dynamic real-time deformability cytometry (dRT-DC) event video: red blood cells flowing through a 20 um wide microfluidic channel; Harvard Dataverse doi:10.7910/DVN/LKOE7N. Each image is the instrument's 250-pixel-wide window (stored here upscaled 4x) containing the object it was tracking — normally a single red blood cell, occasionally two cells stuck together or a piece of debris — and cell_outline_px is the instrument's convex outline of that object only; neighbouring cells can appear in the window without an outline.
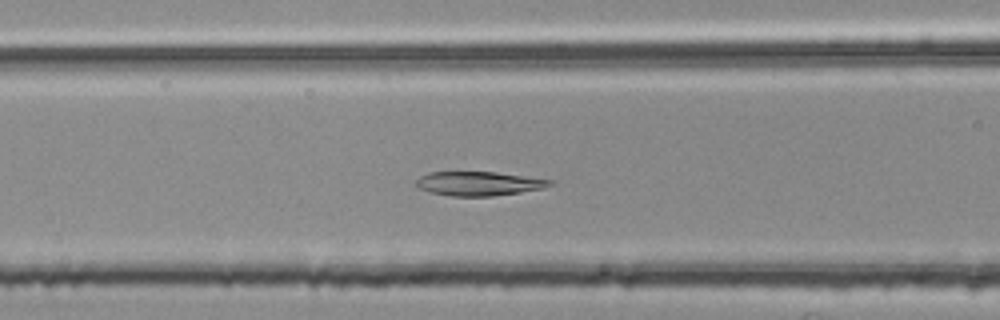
{"species": "common noctule bat (a hibernating species)", "species_latin": "Nyctalus noctula", "temperature_condition": "room temperature", "stored_images_in_passage": 52, "camera_frame_rate_fps": 3000, "um_per_image_px": 0.085, "animal": {"sex": "female", "body_mass_g": 25.1}, "frame": {"image": 1, "passage_image": 22, "time_ms": 7.0, "image_size_px": [1000, 320], "cell_outline_px": [[556, 184], [544, 188], [520, 192], [492, 196], [452, 196], [432, 192], [416, 188], [416, 180], [420, 176], [428, 172], [496, 172], [552, 180]], "centroid_in_image_um": [40.7, 15.6], "position_along_channel_um": 125.9, "area_um2": 18.79}}
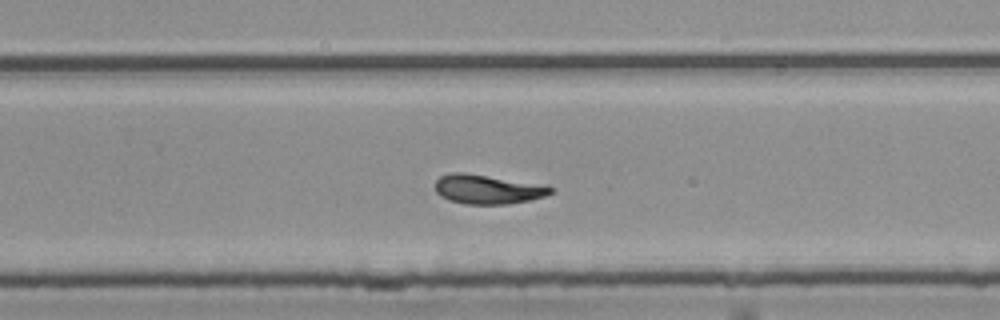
{"frame": {"image": 2, "passage_image": 35, "time_ms": 11.333, "image_size_px": [1000, 320], "cell_outline_px": [[556, 192], [544, 196], [528, 200], [508, 204], [464, 204], [448, 200], [440, 196], [436, 192], [436, 180], [440, 176], [448, 172], [464, 172], [552, 188]], "centroid_in_image_um": [41.33, 16.1], "position_along_channel_um": 288.5, "area_um2": 19.13}}
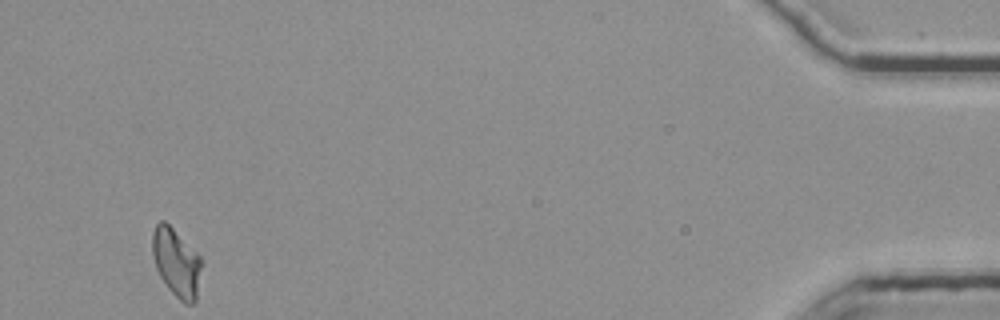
{"frame": {"image": 3, "passage_image": 52, "time_ms": 17.0, "image_size_px": [1000, 320], "cell_outline_px": [[200, 268], [196, 300], [192, 304], [184, 304], [168, 288], [160, 276], [156, 268], [152, 256], [152, 232], [156, 224], [160, 220], [164, 220], [200, 256]], "centroid_in_image_um": [14.95, 22.31], "position_along_channel_um": 420.3, "area_um2": 19.19}, "authors_computed_cell_mechanics": {"area_um2": 19.8254, "velocity_mm_per_s": 3.7586, "shape_relaxation_time_tau1_ms": null, "shape_relaxation_time_tau2_ms": 8.3009, "deformation_change_tau1": null, "deformation_change_tau2": 0.147}}